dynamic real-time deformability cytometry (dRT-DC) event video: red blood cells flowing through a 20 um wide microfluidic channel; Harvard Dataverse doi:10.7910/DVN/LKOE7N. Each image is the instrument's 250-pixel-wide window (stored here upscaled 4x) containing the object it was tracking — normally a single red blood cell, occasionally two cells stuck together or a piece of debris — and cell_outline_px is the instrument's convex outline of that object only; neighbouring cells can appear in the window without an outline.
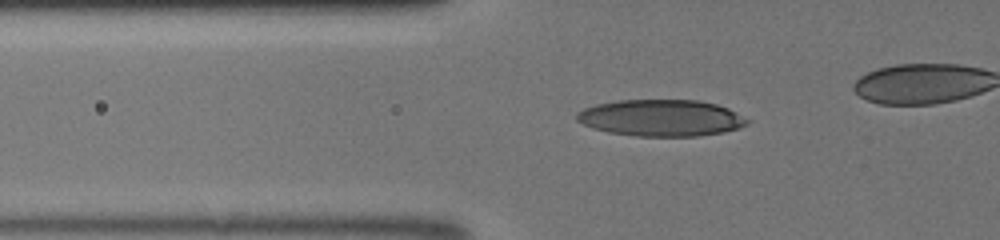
{"species": "human", "species_latin": "Homo sapiens", "temperature_condition": "room temperature", "stored_images_in_passage": 44, "camera_frame_rate_fps": 3000, "um_per_image_px": 0.085, "donor": {"sex": "male"}, "frame": {"image": 1, "passage_image": 20, "time_ms": 6.333, "image_size_px": [1000, 240], "cell_outline_px": [[752, 120], [748, 124], [740, 128], [724, 132], [696, 136], [636, 136], [608, 132], [592, 128], [576, 120], [576, 112], [584, 108], [596, 104], [620, 100], [696, 100], [716, 104], [728, 108]], "centroid_in_image_um": [56.21, 10.02], "position_along_channel_um": 69.6, "area_um2": 36.53}}
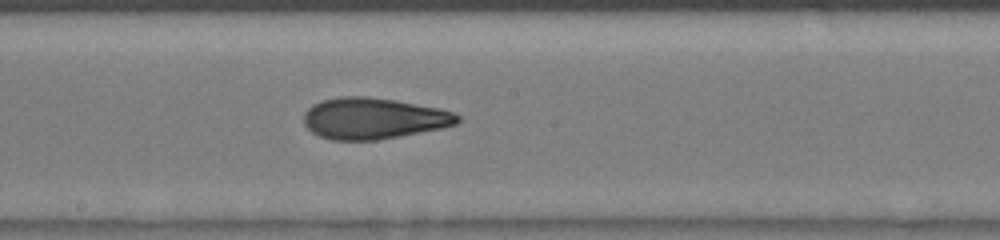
{"frame": {"image": 2, "passage_image": 30, "time_ms": 9.667, "image_size_px": [1000, 240], "cell_outline_px": [[460, 120], [456, 124], [444, 128], [376, 140], [332, 140], [320, 136], [312, 132], [304, 124], [304, 112], [312, 104], [324, 100], [340, 96], [364, 96], [396, 100], [440, 108], [452, 112], [460, 116]], "centroid_in_image_um": [31.75, 10.06], "position_along_channel_um": 216.5, "area_um2": 36.99}}
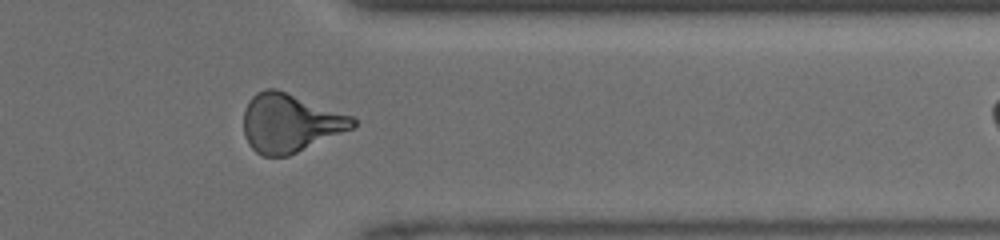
{"frame": {"image": 3, "passage_image": 41, "time_ms": 13.333, "image_size_px": [1000, 240], "cell_outline_px": [[356, 124], [352, 128], [288, 156], [264, 156], [256, 152], [248, 144], [244, 136], [244, 108], [248, 100], [256, 92], [264, 88], [276, 88], [356, 116]], "centroid_in_image_um": [24.64, 10.42], "position_along_channel_um": 386.8, "area_um2": 37.51}}